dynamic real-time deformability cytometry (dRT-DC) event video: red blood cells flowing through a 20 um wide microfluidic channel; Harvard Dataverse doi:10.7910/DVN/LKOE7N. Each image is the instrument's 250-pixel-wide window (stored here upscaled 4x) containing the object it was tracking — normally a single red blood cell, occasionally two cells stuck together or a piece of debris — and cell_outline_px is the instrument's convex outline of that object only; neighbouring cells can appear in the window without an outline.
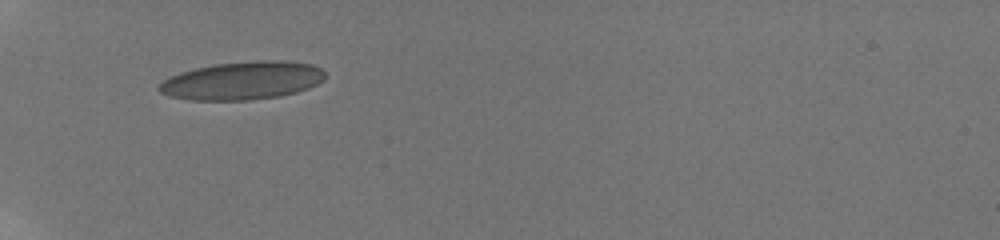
{"species": "human", "species_latin": "Homo sapiens", "temperature_condition": "room temperature", "stored_images_in_passage": 44, "camera_frame_rate_fps": 3000, "um_per_image_px": 0.085, "donor": {"sex": "male"}, "frame": {"image": 1, "passage_image": 1, "time_ms": 0.0, "image_size_px": [1000, 240], "cell_outline_px": [[324, 80], [308, 88], [296, 92], [280, 96], [248, 100], [192, 100], [168, 96], [160, 92], [156, 88], [168, 76], [180, 72], [196, 68], [216, 64], [256, 60], [288, 60], [312, 64], [320, 68], [324, 72]], "centroid_in_image_um": [20.59, 6.85], "position_along_channel_um": 64.4, "area_um2": 36.99}}
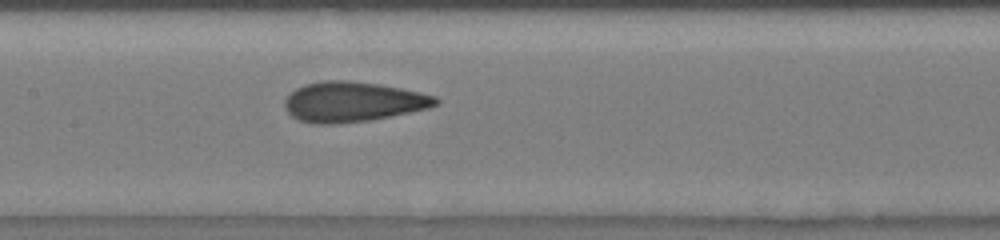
{"frame": {"image": 2, "passage_image": 15, "time_ms": 3.333, "image_size_px": [1000, 240], "cell_outline_px": [[440, 100], [436, 104], [428, 108], [368, 120], [336, 124], [312, 124], [300, 120], [292, 116], [284, 108], [284, 100], [296, 88], [304, 84], [324, 80], [348, 80], [380, 84], [420, 92], [436, 96]], "centroid_in_image_um": [29.95, 8.64], "position_along_channel_um": 177.4, "area_um2": 35.14}}
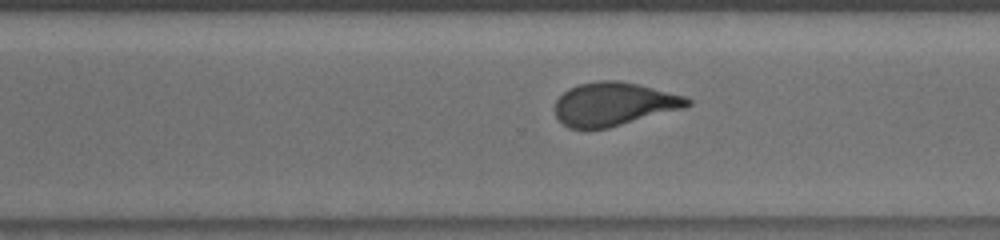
{"frame": {"image": 3, "passage_image": 27, "time_ms": 7.0, "image_size_px": [1000, 240], "cell_outline_px": [[692, 104], [684, 108], [608, 128], [568, 128], [556, 116], [556, 100], [568, 88], [580, 84], [600, 80], [616, 80], [636, 84], [684, 96], [692, 100]], "centroid_in_image_um": [52.18, 8.84], "position_along_channel_um": 318.4, "area_um2": 33.06}, "authors_computed_cell_mechanics": {"area_um2": 34.102, "velocity_mm_per_s": 3.8667, "shape_relaxation_time_tau1_ms": 4.6961, "shape_relaxation_time_tau2_ms": 0.9823, "deformation_change_tau1": 0.1588, "deformation_change_tau2": 0.0795}}